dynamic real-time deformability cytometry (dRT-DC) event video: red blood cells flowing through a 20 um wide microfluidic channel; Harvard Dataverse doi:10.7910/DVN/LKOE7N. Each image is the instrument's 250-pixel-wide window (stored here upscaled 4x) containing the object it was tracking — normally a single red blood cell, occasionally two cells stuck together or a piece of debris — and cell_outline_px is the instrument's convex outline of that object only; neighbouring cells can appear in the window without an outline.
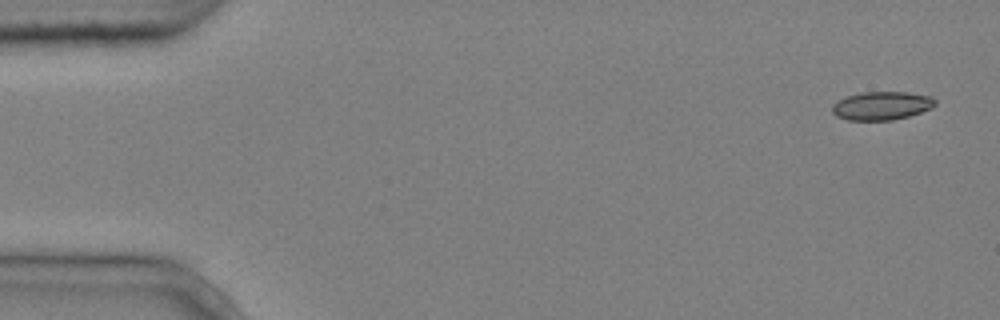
{"species": "common noctule bat (a hibernating species)", "species_latin": "Nyctalus noctula", "temperature_condition": "cold", "stored_images_in_passage": 4, "camera_frame_rate_fps": 3000, "um_per_image_px": 0.085, "animal": {"sex": "male", "body_mass_g": 20.4}, "frame": {"image": 1, "passage_image": 1, "time_ms": 0.0, "image_size_px": [1000, 320], "cell_outline_px": [[936, 104], [932, 108], [908, 116], [892, 120], [848, 120], [836, 116], [832, 112], [832, 104], [848, 96], [864, 92], [908, 92], [932, 96], [936, 100]], "centroid_in_image_um": [74.97, 8.98], "position_along_channel_um": 10.0, "area_um2": 16.99}}
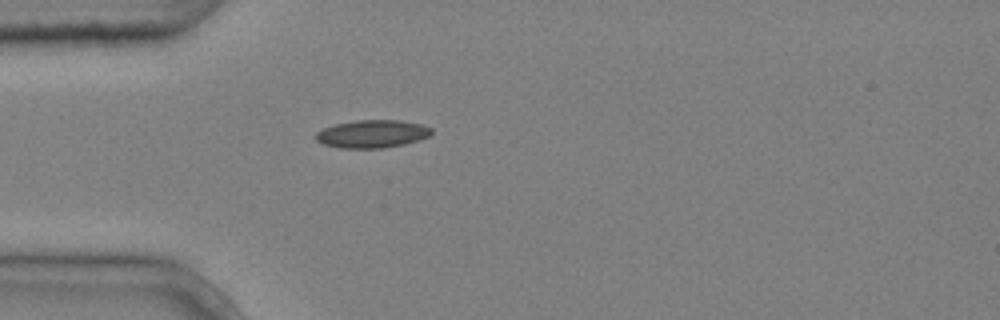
{"frame": {"image": 2, "passage_image": 4, "time_ms": 1.0, "image_size_px": [1000, 320], "cell_outline_px": [[432, 132], [428, 136], [420, 140], [404, 144], [380, 148], [340, 148], [324, 144], [316, 140], [316, 132], [324, 128], [336, 124], [356, 120], [396, 120], [420, 124], [432, 128]], "centroid_in_image_um": [31.63, 11.38], "position_along_channel_um": 53.4, "area_um2": 18.61}}